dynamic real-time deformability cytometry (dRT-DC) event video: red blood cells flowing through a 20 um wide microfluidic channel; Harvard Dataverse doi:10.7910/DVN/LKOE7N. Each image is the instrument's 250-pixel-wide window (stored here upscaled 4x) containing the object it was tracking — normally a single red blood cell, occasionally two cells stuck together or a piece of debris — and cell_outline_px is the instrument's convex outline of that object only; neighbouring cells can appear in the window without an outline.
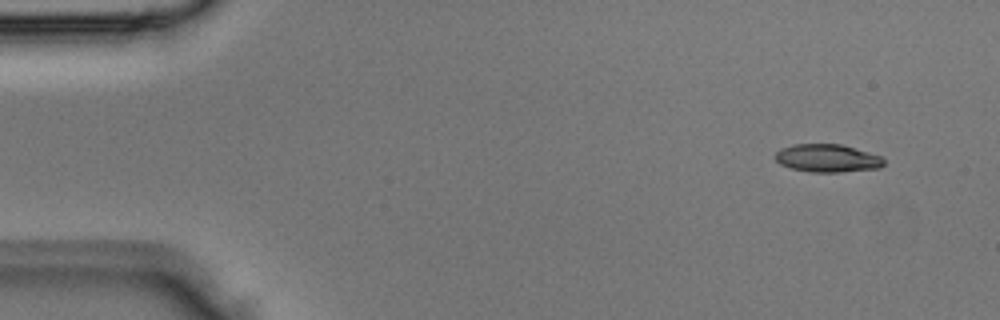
{"species": "Egyptian fruit bat (a non-hibernating species)", "species_latin": "Rousettus aegyptiacus", "temperature_condition": "room temperature", "stored_images_in_passage": 3, "camera_frame_rate_fps": 3000, "um_per_image_px": 0.085, "animal": {"sex": "male"}, "frame": {"image": 1, "passage_image": 1, "time_ms": 0.0, "image_size_px": [1000, 320], "cell_outline_px": [[884, 164], [880, 168], [840, 172], [812, 172], [792, 168], [780, 164], [772, 156], [780, 148], [792, 144], [840, 144], [880, 156], [884, 160]], "centroid_in_image_um": [70.28, 13.44], "position_along_channel_um": 14.7, "area_um2": 17.63}}
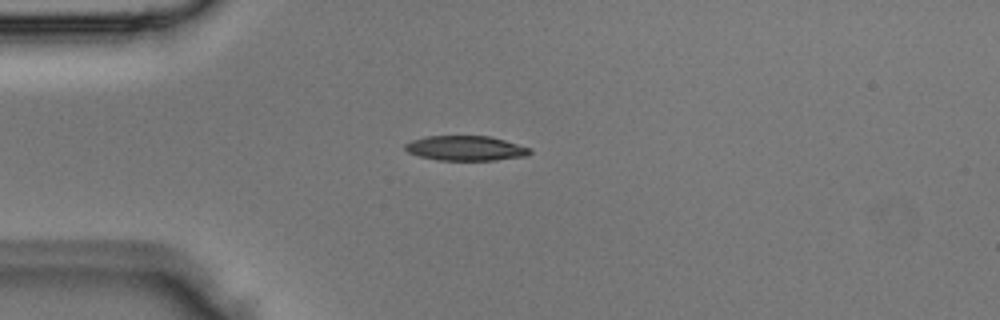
{"frame": {"image": 2, "passage_image": 3, "time_ms": 0.667, "image_size_px": [1000, 320], "cell_outline_px": [[532, 152], [528, 156], [496, 160], [436, 160], [420, 156], [408, 152], [404, 148], [404, 144], [412, 140], [424, 136], [488, 136], [504, 140], [532, 148]], "centroid_in_image_um": [39.6, 12.6], "position_along_channel_um": 45.4, "area_um2": 18.15}}